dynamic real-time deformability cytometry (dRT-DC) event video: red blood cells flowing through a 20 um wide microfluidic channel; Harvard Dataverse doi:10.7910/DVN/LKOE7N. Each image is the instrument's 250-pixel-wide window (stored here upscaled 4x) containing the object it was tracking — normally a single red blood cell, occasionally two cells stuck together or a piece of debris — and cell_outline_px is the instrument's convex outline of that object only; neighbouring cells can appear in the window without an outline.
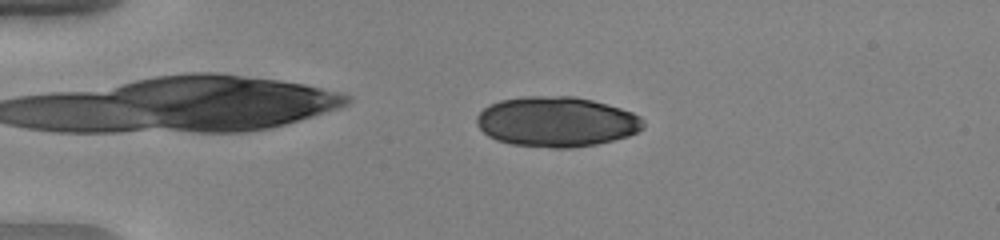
{"species": "human", "species_latin": "Homo sapiens", "temperature_condition": "warm", "stored_images_in_passage": 45, "camera_frame_rate_fps": 3000, "um_per_image_px": 0.085, "donor": {"sex": "female"}, "frame": {"image": 1, "passage_image": 6, "time_ms": 1.667, "image_size_px": [1000, 240], "cell_outline_px": [[644, 128], [628, 136], [596, 144], [572, 148], [552, 148], [512, 144], [496, 140], [488, 136], [476, 124], [476, 116], [488, 104], [500, 100], [524, 96], [572, 96], [592, 100], [620, 108], [632, 112], [640, 116], [644, 120]], "centroid_in_image_um": [47.29, 10.34], "position_along_channel_um": 37.7, "area_um2": 48.78}}
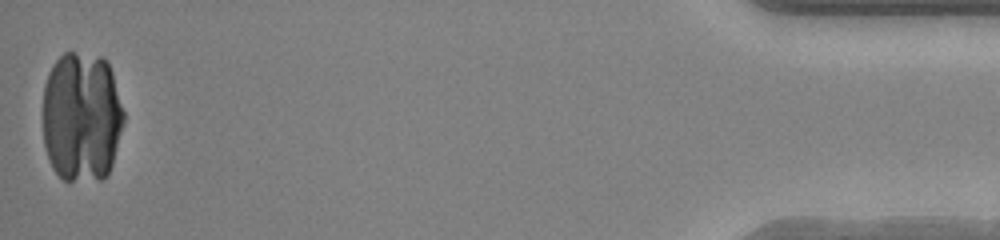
{"frame": {"image": 2, "passage_image": 45, "time_ms": 14.667, "image_size_px": [1000, 240], "cell_outline_px": [[124, 120], [112, 164], [108, 176], [104, 180], [64, 180], [52, 168], [44, 144], [44, 84], [48, 72], [52, 64], [64, 52], [72, 52], [100, 56], [108, 64], [112, 72], [124, 112]], "centroid_in_image_um": [6.94, 9.94], "position_along_channel_um": 428.3, "area_um2": 61.9}}